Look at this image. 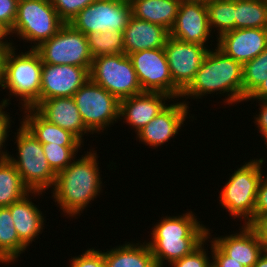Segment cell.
Segmentation results:
<instances>
[{"mask_svg": "<svg viewBox=\"0 0 267 267\" xmlns=\"http://www.w3.org/2000/svg\"><path fill=\"white\" fill-rule=\"evenodd\" d=\"M92 149L75 159L68 167L56 175L52 188L53 201L68 217L80 216L90 202L102 192V178L97 152Z\"/></svg>", "mask_w": 267, "mask_h": 267, "instance_id": "cell-1", "label": "cell"}, {"mask_svg": "<svg viewBox=\"0 0 267 267\" xmlns=\"http://www.w3.org/2000/svg\"><path fill=\"white\" fill-rule=\"evenodd\" d=\"M196 217L194 212L188 211L179 216H165L152 226L151 240L146 242L157 267L171 265L206 239L208 228Z\"/></svg>", "mask_w": 267, "mask_h": 267, "instance_id": "cell-2", "label": "cell"}, {"mask_svg": "<svg viewBox=\"0 0 267 267\" xmlns=\"http://www.w3.org/2000/svg\"><path fill=\"white\" fill-rule=\"evenodd\" d=\"M226 95L224 104L243 102V65L215 47L208 51L193 81L182 92L187 105L189 99H202L207 94ZM191 97V98H190Z\"/></svg>", "mask_w": 267, "mask_h": 267, "instance_id": "cell-3", "label": "cell"}, {"mask_svg": "<svg viewBox=\"0 0 267 267\" xmlns=\"http://www.w3.org/2000/svg\"><path fill=\"white\" fill-rule=\"evenodd\" d=\"M16 49L18 48L11 46L5 54L1 89L9 90L8 97L19 98L21 111L27 108L35 109L40 104L43 63L34 49L20 54L16 53Z\"/></svg>", "mask_w": 267, "mask_h": 267, "instance_id": "cell-4", "label": "cell"}, {"mask_svg": "<svg viewBox=\"0 0 267 267\" xmlns=\"http://www.w3.org/2000/svg\"><path fill=\"white\" fill-rule=\"evenodd\" d=\"M234 171L219 194V205L229 212V216L244 221L246 225L253 219L256 195L263 176L264 158H253L244 162ZM242 219V220H241Z\"/></svg>", "mask_w": 267, "mask_h": 267, "instance_id": "cell-5", "label": "cell"}, {"mask_svg": "<svg viewBox=\"0 0 267 267\" xmlns=\"http://www.w3.org/2000/svg\"><path fill=\"white\" fill-rule=\"evenodd\" d=\"M15 132L17 159L11 154L6 158L14 164L24 185L30 191L44 192L53 188L56 173L51 169L42 148V144L22 124ZM17 133V134H16Z\"/></svg>", "mask_w": 267, "mask_h": 267, "instance_id": "cell-6", "label": "cell"}, {"mask_svg": "<svg viewBox=\"0 0 267 267\" xmlns=\"http://www.w3.org/2000/svg\"><path fill=\"white\" fill-rule=\"evenodd\" d=\"M64 24L50 0H18L16 19L9 35L17 34L20 41L31 44L29 49H35Z\"/></svg>", "mask_w": 267, "mask_h": 267, "instance_id": "cell-7", "label": "cell"}, {"mask_svg": "<svg viewBox=\"0 0 267 267\" xmlns=\"http://www.w3.org/2000/svg\"><path fill=\"white\" fill-rule=\"evenodd\" d=\"M73 98L85 127L92 135H99L115 122L121 121L120 100L91 79L79 88Z\"/></svg>", "mask_w": 267, "mask_h": 267, "instance_id": "cell-8", "label": "cell"}, {"mask_svg": "<svg viewBox=\"0 0 267 267\" xmlns=\"http://www.w3.org/2000/svg\"><path fill=\"white\" fill-rule=\"evenodd\" d=\"M90 79L119 100L143 93L128 55H102L93 58Z\"/></svg>", "mask_w": 267, "mask_h": 267, "instance_id": "cell-9", "label": "cell"}, {"mask_svg": "<svg viewBox=\"0 0 267 267\" xmlns=\"http://www.w3.org/2000/svg\"><path fill=\"white\" fill-rule=\"evenodd\" d=\"M43 64L91 67L87 36L65 23L59 31L34 49Z\"/></svg>", "mask_w": 267, "mask_h": 267, "instance_id": "cell-10", "label": "cell"}, {"mask_svg": "<svg viewBox=\"0 0 267 267\" xmlns=\"http://www.w3.org/2000/svg\"><path fill=\"white\" fill-rule=\"evenodd\" d=\"M131 16L129 0H95L69 24L85 35L97 31H124Z\"/></svg>", "mask_w": 267, "mask_h": 267, "instance_id": "cell-11", "label": "cell"}, {"mask_svg": "<svg viewBox=\"0 0 267 267\" xmlns=\"http://www.w3.org/2000/svg\"><path fill=\"white\" fill-rule=\"evenodd\" d=\"M143 92H159L180 99L174 85L164 48L141 50L128 55Z\"/></svg>", "mask_w": 267, "mask_h": 267, "instance_id": "cell-12", "label": "cell"}, {"mask_svg": "<svg viewBox=\"0 0 267 267\" xmlns=\"http://www.w3.org/2000/svg\"><path fill=\"white\" fill-rule=\"evenodd\" d=\"M164 50L173 83L183 92L193 81L209 48L200 44L183 42L169 36Z\"/></svg>", "mask_w": 267, "mask_h": 267, "instance_id": "cell-13", "label": "cell"}, {"mask_svg": "<svg viewBox=\"0 0 267 267\" xmlns=\"http://www.w3.org/2000/svg\"><path fill=\"white\" fill-rule=\"evenodd\" d=\"M204 0H182L170 36L183 42L208 46L212 37ZM207 44V45H206Z\"/></svg>", "mask_w": 267, "mask_h": 267, "instance_id": "cell-14", "label": "cell"}, {"mask_svg": "<svg viewBox=\"0 0 267 267\" xmlns=\"http://www.w3.org/2000/svg\"><path fill=\"white\" fill-rule=\"evenodd\" d=\"M90 68L76 65L43 64L40 103L50 98L73 97L79 88L90 79Z\"/></svg>", "mask_w": 267, "mask_h": 267, "instance_id": "cell-15", "label": "cell"}, {"mask_svg": "<svg viewBox=\"0 0 267 267\" xmlns=\"http://www.w3.org/2000/svg\"><path fill=\"white\" fill-rule=\"evenodd\" d=\"M178 100H173V103L169 104L150 123L136 133L139 142L145 146L149 145L150 148H158L178 134L181 127H184L187 118L192 117L194 119L192 115L190 116L189 105L181 99L179 102Z\"/></svg>", "mask_w": 267, "mask_h": 267, "instance_id": "cell-16", "label": "cell"}, {"mask_svg": "<svg viewBox=\"0 0 267 267\" xmlns=\"http://www.w3.org/2000/svg\"><path fill=\"white\" fill-rule=\"evenodd\" d=\"M173 98L159 92H143L120 100L119 119L130 125L135 133L161 113Z\"/></svg>", "mask_w": 267, "mask_h": 267, "instance_id": "cell-17", "label": "cell"}, {"mask_svg": "<svg viewBox=\"0 0 267 267\" xmlns=\"http://www.w3.org/2000/svg\"><path fill=\"white\" fill-rule=\"evenodd\" d=\"M216 42L218 49L243 65L266 49L267 29H234L221 35Z\"/></svg>", "mask_w": 267, "mask_h": 267, "instance_id": "cell-18", "label": "cell"}, {"mask_svg": "<svg viewBox=\"0 0 267 267\" xmlns=\"http://www.w3.org/2000/svg\"><path fill=\"white\" fill-rule=\"evenodd\" d=\"M211 229L208 236L231 260L240 262L244 267H252L266 250L264 244L255 232L243 224L238 232L229 235L211 238Z\"/></svg>", "mask_w": 267, "mask_h": 267, "instance_id": "cell-19", "label": "cell"}, {"mask_svg": "<svg viewBox=\"0 0 267 267\" xmlns=\"http://www.w3.org/2000/svg\"><path fill=\"white\" fill-rule=\"evenodd\" d=\"M35 110L49 123L70 131L83 144L84 135L92 134L84 125L73 97H58L43 100Z\"/></svg>", "mask_w": 267, "mask_h": 267, "instance_id": "cell-20", "label": "cell"}, {"mask_svg": "<svg viewBox=\"0 0 267 267\" xmlns=\"http://www.w3.org/2000/svg\"><path fill=\"white\" fill-rule=\"evenodd\" d=\"M44 192L30 191L22 199L12 203L9 207L13 223L19 240L28 248L39 234L45 224L44 213L34 204L31 196H43Z\"/></svg>", "mask_w": 267, "mask_h": 267, "instance_id": "cell-21", "label": "cell"}, {"mask_svg": "<svg viewBox=\"0 0 267 267\" xmlns=\"http://www.w3.org/2000/svg\"><path fill=\"white\" fill-rule=\"evenodd\" d=\"M169 36L165 27L131 16L123 31L124 53L164 48Z\"/></svg>", "mask_w": 267, "mask_h": 267, "instance_id": "cell-22", "label": "cell"}, {"mask_svg": "<svg viewBox=\"0 0 267 267\" xmlns=\"http://www.w3.org/2000/svg\"><path fill=\"white\" fill-rule=\"evenodd\" d=\"M22 123L41 144L64 147H83L84 144L70 131L49 123L34 108L23 109Z\"/></svg>", "mask_w": 267, "mask_h": 267, "instance_id": "cell-23", "label": "cell"}, {"mask_svg": "<svg viewBox=\"0 0 267 267\" xmlns=\"http://www.w3.org/2000/svg\"><path fill=\"white\" fill-rule=\"evenodd\" d=\"M182 0H129L133 17L171 30Z\"/></svg>", "mask_w": 267, "mask_h": 267, "instance_id": "cell-24", "label": "cell"}, {"mask_svg": "<svg viewBox=\"0 0 267 267\" xmlns=\"http://www.w3.org/2000/svg\"><path fill=\"white\" fill-rule=\"evenodd\" d=\"M115 247L103 250L106 267H157L145 240L136 244L126 242Z\"/></svg>", "mask_w": 267, "mask_h": 267, "instance_id": "cell-25", "label": "cell"}, {"mask_svg": "<svg viewBox=\"0 0 267 267\" xmlns=\"http://www.w3.org/2000/svg\"><path fill=\"white\" fill-rule=\"evenodd\" d=\"M26 249L19 240L9 207H0V263H15Z\"/></svg>", "mask_w": 267, "mask_h": 267, "instance_id": "cell-26", "label": "cell"}, {"mask_svg": "<svg viewBox=\"0 0 267 267\" xmlns=\"http://www.w3.org/2000/svg\"><path fill=\"white\" fill-rule=\"evenodd\" d=\"M29 192L14 164L7 158L0 159V207L10 206Z\"/></svg>", "mask_w": 267, "mask_h": 267, "instance_id": "cell-27", "label": "cell"}, {"mask_svg": "<svg viewBox=\"0 0 267 267\" xmlns=\"http://www.w3.org/2000/svg\"><path fill=\"white\" fill-rule=\"evenodd\" d=\"M267 29V0H235V29Z\"/></svg>", "mask_w": 267, "mask_h": 267, "instance_id": "cell-28", "label": "cell"}, {"mask_svg": "<svg viewBox=\"0 0 267 267\" xmlns=\"http://www.w3.org/2000/svg\"><path fill=\"white\" fill-rule=\"evenodd\" d=\"M205 4L210 30L217 29V38L235 29V0H206Z\"/></svg>", "mask_w": 267, "mask_h": 267, "instance_id": "cell-29", "label": "cell"}, {"mask_svg": "<svg viewBox=\"0 0 267 267\" xmlns=\"http://www.w3.org/2000/svg\"><path fill=\"white\" fill-rule=\"evenodd\" d=\"M86 36L90 54L93 58L124 53L123 31H97Z\"/></svg>", "mask_w": 267, "mask_h": 267, "instance_id": "cell-30", "label": "cell"}, {"mask_svg": "<svg viewBox=\"0 0 267 267\" xmlns=\"http://www.w3.org/2000/svg\"><path fill=\"white\" fill-rule=\"evenodd\" d=\"M267 79L261 53L243 64V102Z\"/></svg>", "mask_w": 267, "mask_h": 267, "instance_id": "cell-31", "label": "cell"}, {"mask_svg": "<svg viewBox=\"0 0 267 267\" xmlns=\"http://www.w3.org/2000/svg\"><path fill=\"white\" fill-rule=\"evenodd\" d=\"M44 155L51 169L58 174L68 167L77 157L81 147H64L57 144H42Z\"/></svg>", "mask_w": 267, "mask_h": 267, "instance_id": "cell-32", "label": "cell"}, {"mask_svg": "<svg viewBox=\"0 0 267 267\" xmlns=\"http://www.w3.org/2000/svg\"><path fill=\"white\" fill-rule=\"evenodd\" d=\"M208 241H210L209 236L190 254L174 261L170 267H210L212 260L208 255L211 253H208V249H205Z\"/></svg>", "mask_w": 267, "mask_h": 267, "instance_id": "cell-33", "label": "cell"}, {"mask_svg": "<svg viewBox=\"0 0 267 267\" xmlns=\"http://www.w3.org/2000/svg\"><path fill=\"white\" fill-rule=\"evenodd\" d=\"M94 1L95 0H50L64 23H70L81 10Z\"/></svg>", "mask_w": 267, "mask_h": 267, "instance_id": "cell-34", "label": "cell"}, {"mask_svg": "<svg viewBox=\"0 0 267 267\" xmlns=\"http://www.w3.org/2000/svg\"><path fill=\"white\" fill-rule=\"evenodd\" d=\"M70 261L68 267H106L103 252L94 247L87 248L84 253L69 259Z\"/></svg>", "mask_w": 267, "mask_h": 267, "instance_id": "cell-35", "label": "cell"}, {"mask_svg": "<svg viewBox=\"0 0 267 267\" xmlns=\"http://www.w3.org/2000/svg\"><path fill=\"white\" fill-rule=\"evenodd\" d=\"M18 0H0V25L8 32L13 28L17 14Z\"/></svg>", "mask_w": 267, "mask_h": 267, "instance_id": "cell-36", "label": "cell"}, {"mask_svg": "<svg viewBox=\"0 0 267 267\" xmlns=\"http://www.w3.org/2000/svg\"><path fill=\"white\" fill-rule=\"evenodd\" d=\"M5 109L6 106H2L0 108V159L6 158L7 154L10 153L8 150L5 149V142H7L6 140H8L7 138L10 135L8 133L11 129V122L14 123V121L11 120L12 117L10 116V114H7V110L4 111Z\"/></svg>", "mask_w": 267, "mask_h": 267, "instance_id": "cell-37", "label": "cell"}, {"mask_svg": "<svg viewBox=\"0 0 267 267\" xmlns=\"http://www.w3.org/2000/svg\"><path fill=\"white\" fill-rule=\"evenodd\" d=\"M211 243V260L213 267H244L240 262L231 260L212 240Z\"/></svg>", "mask_w": 267, "mask_h": 267, "instance_id": "cell-38", "label": "cell"}, {"mask_svg": "<svg viewBox=\"0 0 267 267\" xmlns=\"http://www.w3.org/2000/svg\"><path fill=\"white\" fill-rule=\"evenodd\" d=\"M247 225L255 232L267 250V213L254 215Z\"/></svg>", "mask_w": 267, "mask_h": 267, "instance_id": "cell-39", "label": "cell"}, {"mask_svg": "<svg viewBox=\"0 0 267 267\" xmlns=\"http://www.w3.org/2000/svg\"><path fill=\"white\" fill-rule=\"evenodd\" d=\"M267 213V174L262 176L256 195L254 215Z\"/></svg>", "mask_w": 267, "mask_h": 267, "instance_id": "cell-40", "label": "cell"}, {"mask_svg": "<svg viewBox=\"0 0 267 267\" xmlns=\"http://www.w3.org/2000/svg\"><path fill=\"white\" fill-rule=\"evenodd\" d=\"M258 101L261 109L259 108V113L253 116L255 120L253 122L257 125L258 131L262 134L261 136H263L267 132V100Z\"/></svg>", "mask_w": 267, "mask_h": 267, "instance_id": "cell-41", "label": "cell"}, {"mask_svg": "<svg viewBox=\"0 0 267 267\" xmlns=\"http://www.w3.org/2000/svg\"><path fill=\"white\" fill-rule=\"evenodd\" d=\"M249 100H267V79L244 102Z\"/></svg>", "mask_w": 267, "mask_h": 267, "instance_id": "cell-42", "label": "cell"}, {"mask_svg": "<svg viewBox=\"0 0 267 267\" xmlns=\"http://www.w3.org/2000/svg\"><path fill=\"white\" fill-rule=\"evenodd\" d=\"M12 45H0V87H2L3 84V71H4V57L7 52V50Z\"/></svg>", "mask_w": 267, "mask_h": 267, "instance_id": "cell-43", "label": "cell"}, {"mask_svg": "<svg viewBox=\"0 0 267 267\" xmlns=\"http://www.w3.org/2000/svg\"><path fill=\"white\" fill-rule=\"evenodd\" d=\"M8 35L9 32L3 26L0 25V45H12V46L14 45L12 39L8 40V37H10Z\"/></svg>", "mask_w": 267, "mask_h": 267, "instance_id": "cell-44", "label": "cell"}, {"mask_svg": "<svg viewBox=\"0 0 267 267\" xmlns=\"http://www.w3.org/2000/svg\"><path fill=\"white\" fill-rule=\"evenodd\" d=\"M252 267H267V250L263 252L258 261Z\"/></svg>", "mask_w": 267, "mask_h": 267, "instance_id": "cell-45", "label": "cell"}, {"mask_svg": "<svg viewBox=\"0 0 267 267\" xmlns=\"http://www.w3.org/2000/svg\"><path fill=\"white\" fill-rule=\"evenodd\" d=\"M261 59H263V65L267 69V47L266 49L261 53Z\"/></svg>", "mask_w": 267, "mask_h": 267, "instance_id": "cell-46", "label": "cell"}, {"mask_svg": "<svg viewBox=\"0 0 267 267\" xmlns=\"http://www.w3.org/2000/svg\"><path fill=\"white\" fill-rule=\"evenodd\" d=\"M10 102V99L9 98H7L6 97V99L4 98V99H2V101H0V108L2 107V106H6V107H9L8 105H10L11 103H9Z\"/></svg>", "mask_w": 267, "mask_h": 267, "instance_id": "cell-47", "label": "cell"}, {"mask_svg": "<svg viewBox=\"0 0 267 267\" xmlns=\"http://www.w3.org/2000/svg\"><path fill=\"white\" fill-rule=\"evenodd\" d=\"M263 139L265 141L266 148H267V132L263 135Z\"/></svg>", "mask_w": 267, "mask_h": 267, "instance_id": "cell-48", "label": "cell"}]
</instances>
